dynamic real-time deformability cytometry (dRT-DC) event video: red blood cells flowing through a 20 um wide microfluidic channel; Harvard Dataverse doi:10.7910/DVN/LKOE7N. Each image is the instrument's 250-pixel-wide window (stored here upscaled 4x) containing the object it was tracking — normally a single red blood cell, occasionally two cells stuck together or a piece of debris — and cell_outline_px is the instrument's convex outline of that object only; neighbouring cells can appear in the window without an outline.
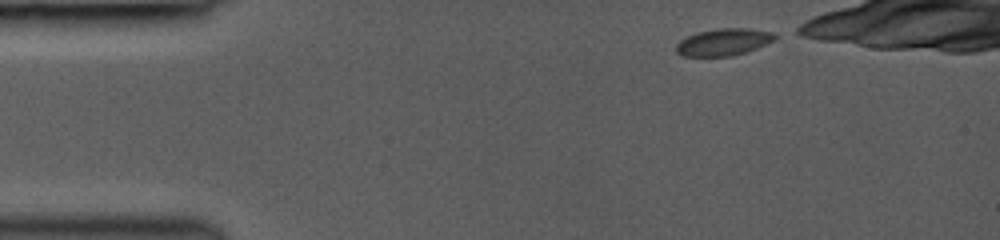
{"species": "common noctule bat (a hibernating species)", "species_latin": "Nyctalus noctula", "temperature_condition": "room temperature", "stored_images_in_passage": 5, "camera_frame_rate_fps": 3000, "um_per_image_px": 0.085, "animal": {"sex": "female", "body_mass_g": 19.0, "forearm_length_mm": 53.3}, "frame": {"image": 1, "passage_image": 1, "time_ms": 0.0, "image_size_px": [1000, 240], "cell_outline_px": [[780, 36], [776, 40], [756, 48], [732, 56], [680, 56], [676, 52], [676, 44], [680, 40], [696, 32], [720, 28], [748, 28], [772, 32]], "centroid_in_image_um": [61.51, 3.57], "position_along_channel_um": 23.5, "area_um2": 15.66}}
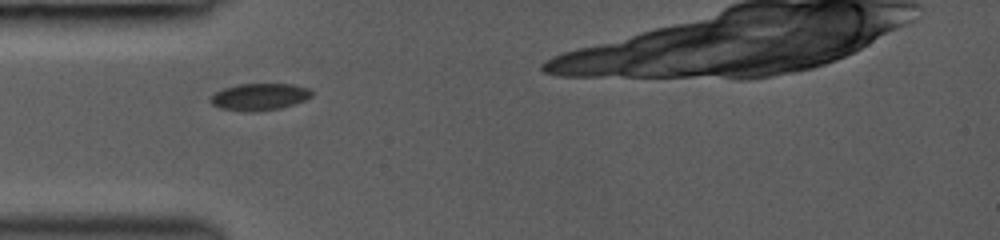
{"frame": {"image": 2, "passage_image": 4, "time_ms": 2.667, "image_size_px": [1000, 240], "cell_outline_px": [[312, 96], [304, 100], [280, 108], [252, 112], [244, 112], [220, 108], [212, 104], [208, 100], [216, 92], [224, 88], [240, 84], [292, 84], [308, 88], [312, 92]], "centroid_in_image_um": [22.03, 8.23], "position_along_channel_um": 63.0, "area_um2": 15.78}}